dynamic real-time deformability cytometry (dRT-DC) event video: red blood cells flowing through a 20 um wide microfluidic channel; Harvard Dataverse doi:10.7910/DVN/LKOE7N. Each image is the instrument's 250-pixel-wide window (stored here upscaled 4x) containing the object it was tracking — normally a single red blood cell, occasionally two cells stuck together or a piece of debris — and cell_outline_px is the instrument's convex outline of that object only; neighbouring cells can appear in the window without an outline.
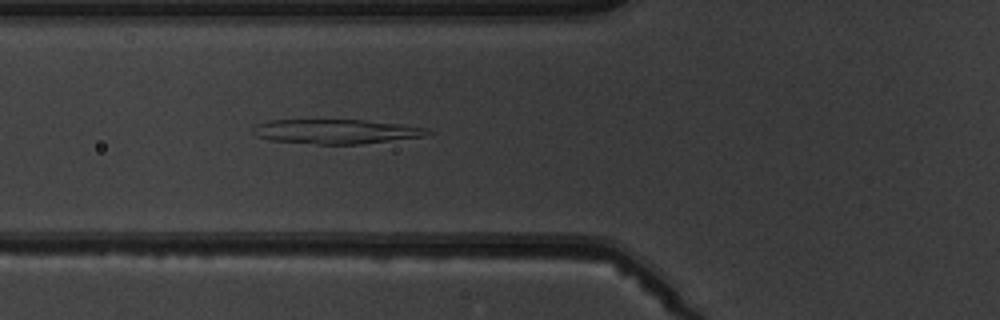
{"species": "common noctule bat (a hibernating species)", "species_latin": "Nyctalus noctula", "temperature_condition": "warm", "stored_images_in_passage": 6, "camera_frame_rate_fps": 3000, "um_per_image_px": 0.085, "animal": {"sex": "male", "body_mass_g": 19.5, "forearm_length_mm": 54.6}, "frame": {"image": 1, "passage_image": 6, "time_ms": 5.667, "image_size_px": [1000, 320], "cell_outline_px": [[432, 132], [424, 136], [360, 144], [316, 144], [272, 140], [256, 136], [252, 132], [252, 128], [256, 124], [268, 120], [364, 120], [404, 124], [428, 128]], "centroid_in_image_um": [28.56, 11.17], "position_along_channel_um": 97.2, "area_um2": 24.91}}